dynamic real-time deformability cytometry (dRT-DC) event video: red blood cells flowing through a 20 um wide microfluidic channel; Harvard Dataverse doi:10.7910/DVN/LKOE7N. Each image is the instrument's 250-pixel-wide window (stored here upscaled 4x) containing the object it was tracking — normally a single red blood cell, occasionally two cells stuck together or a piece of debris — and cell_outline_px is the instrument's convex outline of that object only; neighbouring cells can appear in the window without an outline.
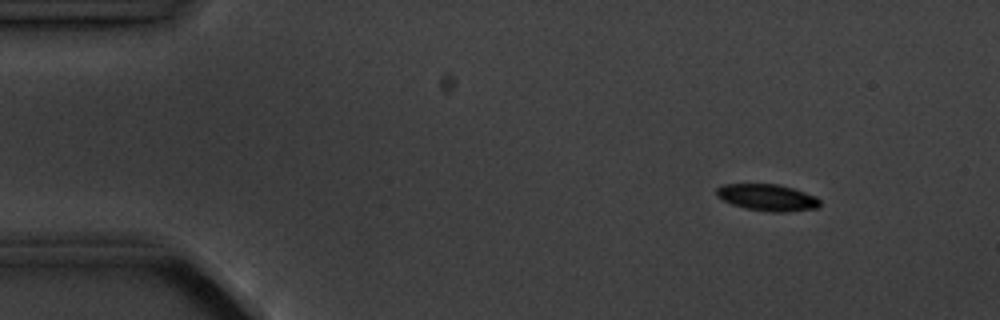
{"species": "common noctule bat (a hibernating species)", "species_latin": "Nyctalus noctula", "temperature_condition": "cold", "stored_images_in_passage": 3, "camera_frame_rate_fps": 3000, "um_per_image_px": 0.085, "animal": {"sex": "male", "body_mass_g": 20.1, "forearm_length_mm": 53.5}, "frame": {"image": 1, "passage_image": 1, "time_ms": 0.0, "image_size_px": [1000, 320], "cell_outline_px": [[820, 208], [784, 212], [772, 212], [744, 208], [732, 204], [716, 196], [716, 188], [720, 184], [780, 184], [816, 196], [820, 200]], "centroid_in_image_um": [65.23, 16.78], "position_along_channel_um": 19.8, "area_um2": 16.18}}
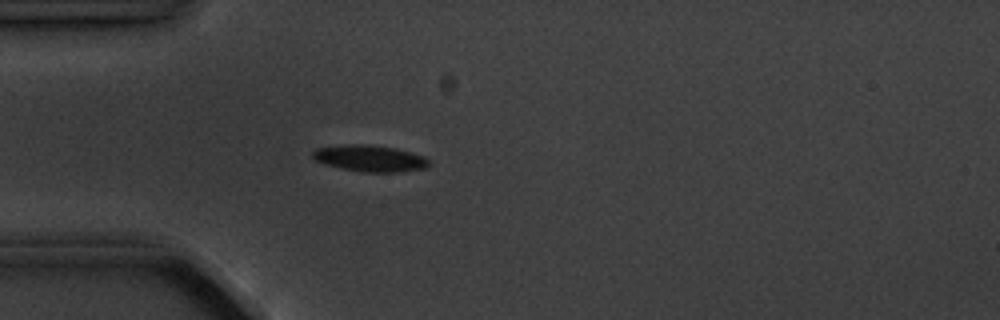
{"frame": {"image": 2, "passage_image": 3, "time_ms": 3.0, "image_size_px": [1000, 320], "cell_outline_px": [[432, 164], [428, 168], [400, 172], [360, 172], [340, 168], [324, 164], [312, 160], [312, 152], [316, 148], [344, 144], [364, 144], [396, 148], [424, 156]], "centroid_in_image_um": [31.43, 13.47], "position_along_channel_um": 53.6, "area_um2": 18.26}}